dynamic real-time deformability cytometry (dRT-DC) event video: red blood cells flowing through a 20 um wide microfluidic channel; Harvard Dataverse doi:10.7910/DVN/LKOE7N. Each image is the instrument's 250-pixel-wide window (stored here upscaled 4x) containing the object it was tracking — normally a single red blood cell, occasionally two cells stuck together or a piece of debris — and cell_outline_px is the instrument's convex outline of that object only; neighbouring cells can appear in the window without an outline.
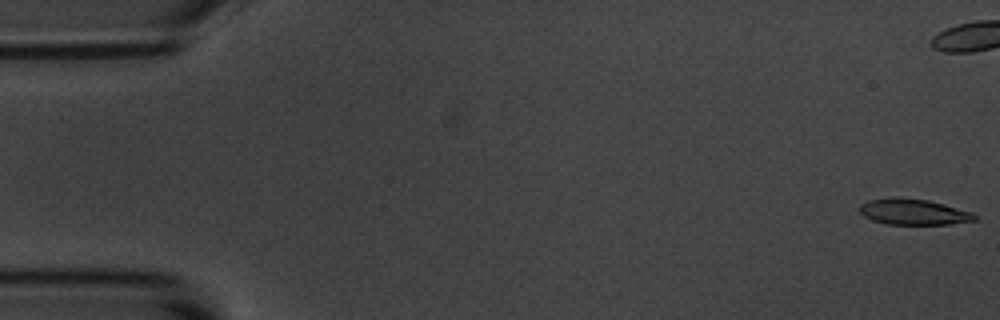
{"species": "common noctule bat (a hibernating species)", "species_latin": "Nyctalus noctula", "temperature_condition": "room temperature", "stored_images_in_passage": 56, "camera_frame_rate_fps": 3000, "um_per_image_px": 0.085, "animal": {"sex": "male", "body_mass_g": 20.1, "forearm_length_mm": 53.5}, "frame": {"image": 1, "passage_image": 1, "time_ms": 0.0, "image_size_px": [1000, 320], "cell_outline_px": [[976, 220], [948, 224], [884, 224], [872, 220], [864, 216], [860, 212], [860, 204], [868, 200], [892, 196], [928, 200], [944, 204], [972, 212], [976, 216]], "centroid_in_image_um": [77.6, 18.0], "position_along_channel_um": 7.4, "area_um2": 17.4}}
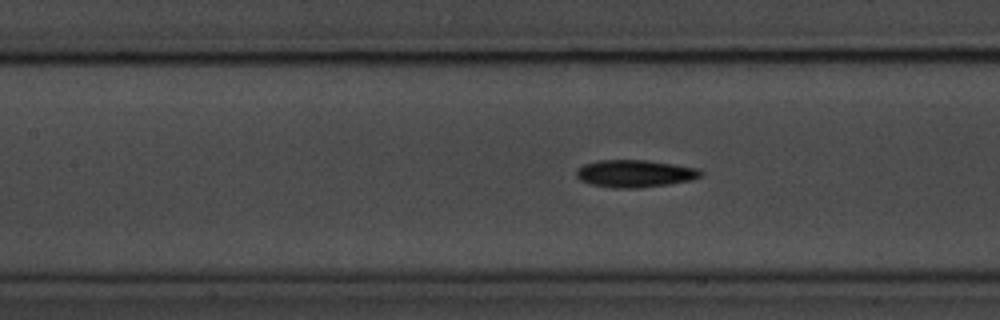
{"frame": {"image": 2, "passage_image": 24, "time_ms": 7.667, "image_size_px": [1000, 320], "cell_outline_px": [[704, 176], [692, 180], [668, 184], [640, 188], [616, 188], [592, 184], [580, 180], [576, 176], [576, 168], [584, 164], [600, 160], [648, 160], [696, 168], [704, 172]], "centroid_in_image_um": [53.98, 14.75], "position_along_channel_um": 153.4, "area_um2": 19.88}}
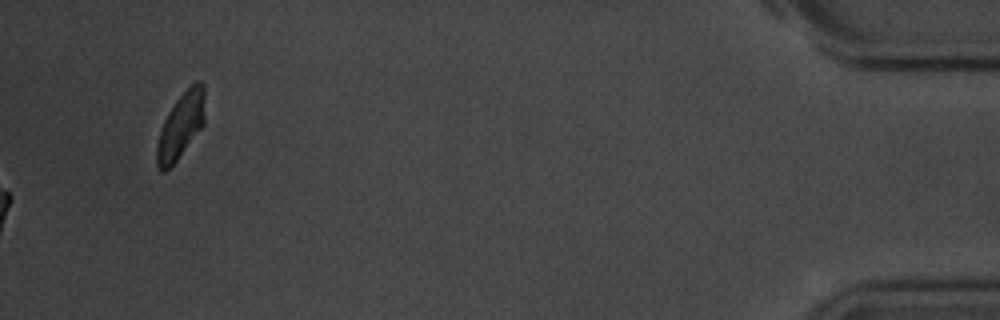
{"frame": {"image": 3, "passage_image": 56, "time_ms": 18.333, "image_size_px": [1000, 320], "cell_outline_px": [[204, 124], [176, 160], [164, 172], [160, 172], [156, 164], [156, 144], [164, 120], [168, 112], [176, 100], [196, 80], [200, 80], [204, 84]], "centroid_in_image_um": [15.36, 10.67], "position_along_channel_um": 419.8, "area_um2": 18.15}, "authors_computed_cell_mechanics": {"area_um2": 18.5827, "velocity_mm_per_s": 3.6746, "shape_relaxation_time_tau1_ms": 3.2116, "shape_relaxation_time_tau2_ms": 5.3041, "deformation_change_tau1": 0.1264, "deformation_change_tau2": 0.1372}}